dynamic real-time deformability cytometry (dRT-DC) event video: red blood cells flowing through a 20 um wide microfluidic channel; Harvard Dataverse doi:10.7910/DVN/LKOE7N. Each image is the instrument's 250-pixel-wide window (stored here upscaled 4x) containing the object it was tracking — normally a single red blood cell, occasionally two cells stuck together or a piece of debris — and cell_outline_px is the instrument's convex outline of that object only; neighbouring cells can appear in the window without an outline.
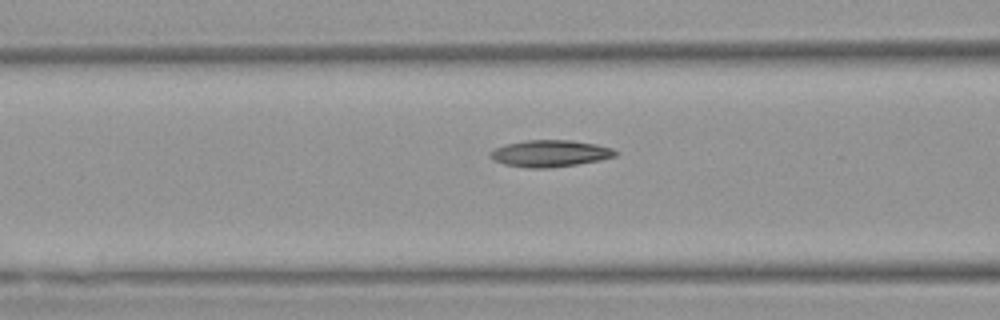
{"species": "Egyptian fruit bat (a non-hibernating species)", "species_latin": "Rousettus aegyptiacus", "temperature_condition": "warm", "stored_images_in_passage": 7, "camera_frame_rate_fps": 3000, "um_per_image_px": 0.085, "animal": {"sex": "female"}, "frame": {"image": 1, "passage_image": 5, "time_ms": 1.333, "image_size_px": [1000, 320], "cell_outline_px": [[620, 152], [616, 156], [600, 160], [576, 164], [548, 168], [524, 168], [504, 164], [488, 156], [488, 152], [504, 144], [524, 140], [572, 140], [596, 144], [612, 148]], "centroid_in_image_um": [46.75, 13.04], "position_along_channel_um": 119.9, "area_um2": 19.65}}